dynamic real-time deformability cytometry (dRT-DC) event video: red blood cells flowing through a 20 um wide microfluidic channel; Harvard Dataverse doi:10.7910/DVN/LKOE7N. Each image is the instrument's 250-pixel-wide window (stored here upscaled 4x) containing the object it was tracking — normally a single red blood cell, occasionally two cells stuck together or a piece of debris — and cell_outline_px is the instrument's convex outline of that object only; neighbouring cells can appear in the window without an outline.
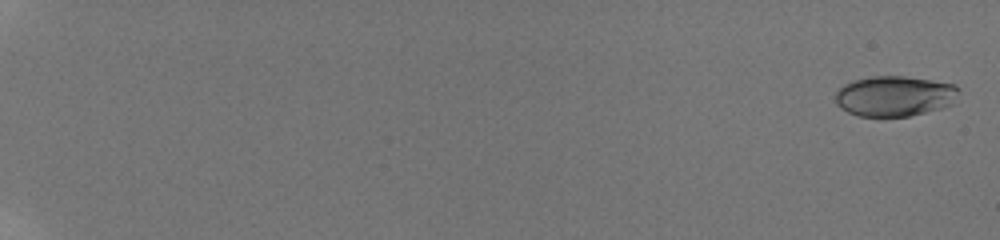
{"species": "human", "species_latin": "Homo sapiens", "temperature_condition": "room temperature", "stored_images_in_passage": 59, "camera_frame_rate_fps": 3000, "um_per_image_px": 0.085, "donor": {"sex": "male"}, "frame": {"image": 1, "passage_image": 2, "time_ms": 0.333, "image_size_px": [1000, 240], "cell_outline_px": [[960, 92], [952, 104], [940, 108], [908, 116], [856, 116], [840, 108], [836, 104], [836, 88], [852, 80], [872, 76], [904, 76], [956, 84], [960, 88]], "centroid_in_image_um": [76.02, 8.15], "position_along_channel_um": 9.0, "area_um2": 29.25}}
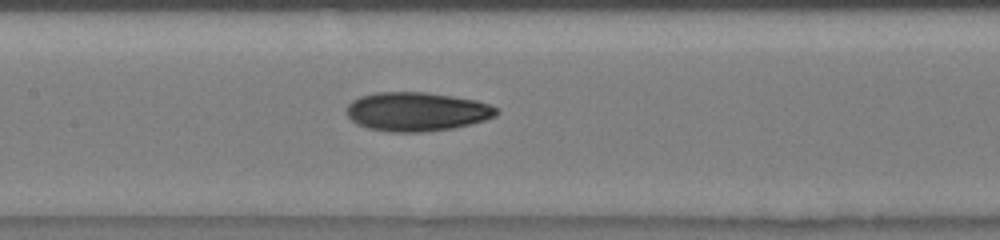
{"frame": {"image": 2, "passage_image": 34, "time_ms": 11.0, "image_size_px": [1000, 240], "cell_outline_px": [[500, 112], [496, 116], [484, 120], [452, 128], [424, 132], [392, 132], [368, 128], [356, 124], [348, 116], [348, 104], [352, 100], [360, 96], [376, 92], [428, 92], [476, 100], [488, 104], [496, 108]], "centroid_in_image_um": [35.42, 9.48], "position_along_channel_um": 172.0, "area_um2": 33.93}}
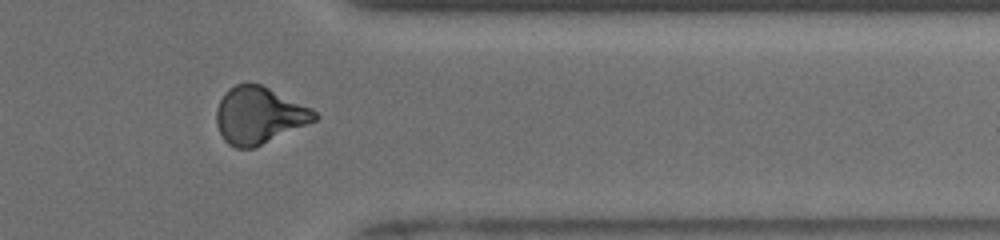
{"frame": {"image": 3, "passage_image": 51, "time_ms": 16.667, "image_size_px": [1000, 240], "cell_outline_px": [[320, 116], [316, 120], [252, 148], [236, 148], [228, 144], [224, 140], [216, 124], [216, 108], [224, 92], [228, 88], [236, 84], [260, 84], [312, 108]], "centroid_in_image_um": [21.99, 9.8], "position_along_channel_um": 389.4, "area_um2": 32.19}, "authors_computed_cell_mechanics": {"area_um2": 31.501, "velocity_mm_per_s": 3.8865, "shape_relaxation_time_tau1_ms": 8.4017, "shape_relaxation_time_tau2_ms": 2.3051, "deformation_change_tau1": 0.2022, "deformation_change_tau2": 0.08}}